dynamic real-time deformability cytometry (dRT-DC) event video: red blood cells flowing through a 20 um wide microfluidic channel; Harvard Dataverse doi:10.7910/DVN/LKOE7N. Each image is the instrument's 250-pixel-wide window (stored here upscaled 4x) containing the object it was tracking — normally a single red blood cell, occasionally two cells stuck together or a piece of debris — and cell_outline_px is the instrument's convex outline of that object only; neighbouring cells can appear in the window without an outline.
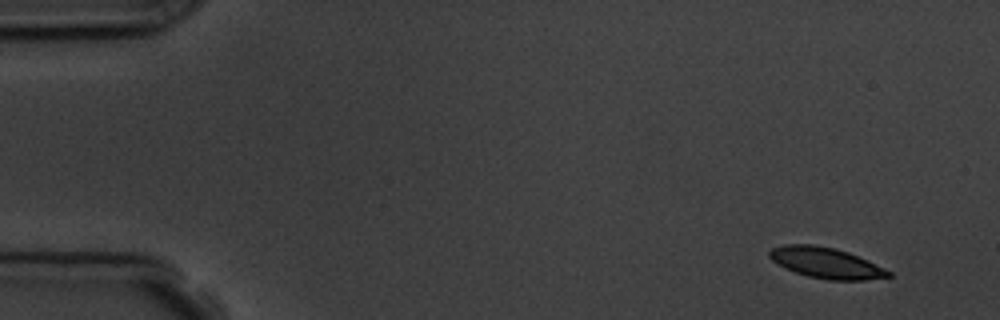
{"species": "common noctule bat (a hibernating species)", "species_latin": "Nyctalus noctula", "temperature_condition": "room temperature", "stored_images_in_passage": 6, "camera_frame_rate_fps": 3000, "um_per_image_px": 0.085, "animal": {"sex": "male", "body_mass_g": 19.5, "forearm_length_mm": 54.6}, "frame": {"image": 1, "passage_image": 1, "time_ms": 0.0, "image_size_px": [1000, 320], "cell_outline_px": [[892, 276], [864, 280], [828, 280], [808, 276], [784, 268], [772, 260], [768, 256], [768, 252], [772, 248], [784, 244], [812, 244], [836, 248], [848, 252], [884, 268], [892, 272]], "centroid_in_image_um": [70.18, 22.34], "position_along_channel_um": 14.8, "area_um2": 21.27}}
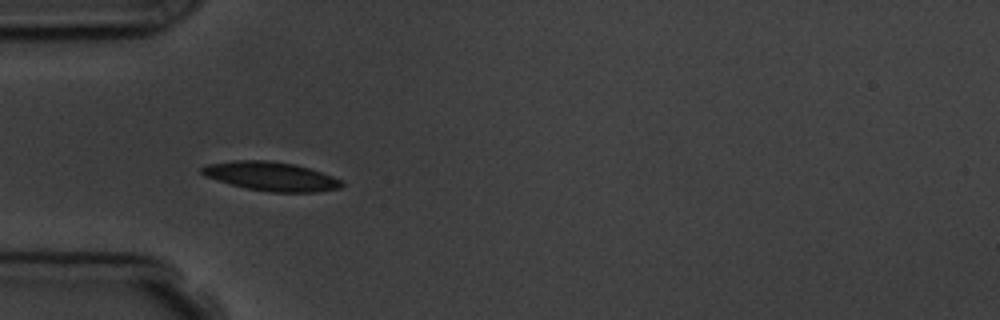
{"frame": {"image": 2, "passage_image": 5, "time_ms": 4.333, "image_size_px": [1000, 320], "cell_outline_px": [[344, 184], [340, 188], [316, 192], [268, 192], [248, 188], [216, 180], [204, 176], [200, 172], [200, 168], [208, 164], [236, 160], [268, 160], [296, 164], [344, 180]], "centroid_in_image_um": [23.05, 14.98], "position_along_channel_um": 61.9, "area_um2": 23.58}}